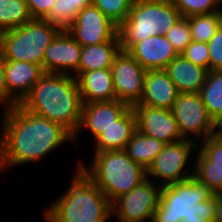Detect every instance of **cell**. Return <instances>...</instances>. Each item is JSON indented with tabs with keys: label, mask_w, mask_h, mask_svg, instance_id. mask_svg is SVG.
Instances as JSON below:
<instances>
[{
	"label": "cell",
	"mask_w": 222,
	"mask_h": 222,
	"mask_svg": "<svg viewBox=\"0 0 222 222\" xmlns=\"http://www.w3.org/2000/svg\"><path fill=\"white\" fill-rule=\"evenodd\" d=\"M1 110L0 159L4 172L40 162L63 144L73 143V135L62 125L19 104Z\"/></svg>",
	"instance_id": "obj_1"
},
{
	"label": "cell",
	"mask_w": 222,
	"mask_h": 222,
	"mask_svg": "<svg viewBox=\"0 0 222 222\" xmlns=\"http://www.w3.org/2000/svg\"><path fill=\"white\" fill-rule=\"evenodd\" d=\"M19 105L62 125L73 136L79 128L83 102L72 75L45 72Z\"/></svg>",
	"instance_id": "obj_2"
},
{
	"label": "cell",
	"mask_w": 222,
	"mask_h": 222,
	"mask_svg": "<svg viewBox=\"0 0 222 222\" xmlns=\"http://www.w3.org/2000/svg\"><path fill=\"white\" fill-rule=\"evenodd\" d=\"M78 162L68 188L44 209L46 222H109L112 219V203Z\"/></svg>",
	"instance_id": "obj_3"
},
{
	"label": "cell",
	"mask_w": 222,
	"mask_h": 222,
	"mask_svg": "<svg viewBox=\"0 0 222 222\" xmlns=\"http://www.w3.org/2000/svg\"><path fill=\"white\" fill-rule=\"evenodd\" d=\"M213 192L194 177L162 186L152 222H213Z\"/></svg>",
	"instance_id": "obj_4"
},
{
	"label": "cell",
	"mask_w": 222,
	"mask_h": 222,
	"mask_svg": "<svg viewBox=\"0 0 222 222\" xmlns=\"http://www.w3.org/2000/svg\"><path fill=\"white\" fill-rule=\"evenodd\" d=\"M92 156L90 164L80 159L78 163L111 203L147 179L146 169L135 163L124 149L100 151Z\"/></svg>",
	"instance_id": "obj_5"
},
{
	"label": "cell",
	"mask_w": 222,
	"mask_h": 222,
	"mask_svg": "<svg viewBox=\"0 0 222 222\" xmlns=\"http://www.w3.org/2000/svg\"><path fill=\"white\" fill-rule=\"evenodd\" d=\"M182 17L171 0H134L127 19L119 26L121 50L150 36L166 35Z\"/></svg>",
	"instance_id": "obj_6"
},
{
	"label": "cell",
	"mask_w": 222,
	"mask_h": 222,
	"mask_svg": "<svg viewBox=\"0 0 222 222\" xmlns=\"http://www.w3.org/2000/svg\"><path fill=\"white\" fill-rule=\"evenodd\" d=\"M60 30L44 19H32L24 25L4 31L0 52L5 60L42 66L45 49Z\"/></svg>",
	"instance_id": "obj_7"
},
{
	"label": "cell",
	"mask_w": 222,
	"mask_h": 222,
	"mask_svg": "<svg viewBox=\"0 0 222 222\" xmlns=\"http://www.w3.org/2000/svg\"><path fill=\"white\" fill-rule=\"evenodd\" d=\"M196 150L197 143L186 139L165 144L147 168V179L164 186L193 177Z\"/></svg>",
	"instance_id": "obj_8"
},
{
	"label": "cell",
	"mask_w": 222,
	"mask_h": 222,
	"mask_svg": "<svg viewBox=\"0 0 222 222\" xmlns=\"http://www.w3.org/2000/svg\"><path fill=\"white\" fill-rule=\"evenodd\" d=\"M171 110L184 139L198 144L216 135L214 120L209 116L199 93L179 92Z\"/></svg>",
	"instance_id": "obj_9"
},
{
	"label": "cell",
	"mask_w": 222,
	"mask_h": 222,
	"mask_svg": "<svg viewBox=\"0 0 222 222\" xmlns=\"http://www.w3.org/2000/svg\"><path fill=\"white\" fill-rule=\"evenodd\" d=\"M162 186L146 179L112 203V218L119 222H152Z\"/></svg>",
	"instance_id": "obj_10"
},
{
	"label": "cell",
	"mask_w": 222,
	"mask_h": 222,
	"mask_svg": "<svg viewBox=\"0 0 222 222\" xmlns=\"http://www.w3.org/2000/svg\"><path fill=\"white\" fill-rule=\"evenodd\" d=\"M118 30V25L91 4L79 12L67 31L81 47H84L107 41H120Z\"/></svg>",
	"instance_id": "obj_11"
},
{
	"label": "cell",
	"mask_w": 222,
	"mask_h": 222,
	"mask_svg": "<svg viewBox=\"0 0 222 222\" xmlns=\"http://www.w3.org/2000/svg\"><path fill=\"white\" fill-rule=\"evenodd\" d=\"M146 71L128 52L121 50L111 67L116 100L130 107L138 104L144 92Z\"/></svg>",
	"instance_id": "obj_12"
},
{
	"label": "cell",
	"mask_w": 222,
	"mask_h": 222,
	"mask_svg": "<svg viewBox=\"0 0 222 222\" xmlns=\"http://www.w3.org/2000/svg\"><path fill=\"white\" fill-rule=\"evenodd\" d=\"M82 47L68 31H60L45 49L43 70L47 73H60L76 76Z\"/></svg>",
	"instance_id": "obj_13"
},
{
	"label": "cell",
	"mask_w": 222,
	"mask_h": 222,
	"mask_svg": "<svg viewBox=\"0 0 222 222\" xmlns=\"http://www.w3.org/2000/svg\"><path fill=\"white\" fill-rule=\"evenodd\" d=\"M130 108L128 104L118 100L83 103L80 125L73 136L75 147H78L83 130L90 131L95 140L103 131L115 125Z\"/></svg>",
	"instance_id": "obj_14"
},
{
	"label": "cell",
	"mask_w": 222,
	"mask_h": 222,
	"mask_svg": "<svg viewBox=\"0 0 222 222\" xmlns=\"http://www.w3.org/2000/svg\"><path fill=\"white\" fill-rule=\"evenodd\" d=\"M132 108L136 115L139 132L165 144L184 139L172 110L147 105H135Z\"/></svg>",
	"instance_id": "obj_15"
},
{
	"label": "cell",
	"mask_w": 222,
	"mask_h": 222,
	"mask_svg": "<svg viewBox=\"0 0 222 222\" xmlns=\"http://www.w3.org/2000/svg\"><path fill=\"white\" fill-rule=\"evenodd\" d=\"M127 52L145 70L165 69L179 55L162 34L135 43Z\"/></svg>",
	"instance_id": "obj_16"
},
{
	"label": "cell",
	"mask_w": 222,
	"mask_h": 222,
	"mask_svg": "<svg viewBox=\"0 0 222 222\" xmlns=\"http://www.w3.org/2000/svg\"><path fill=\"white\" fill-rule=\"evenodd\" d=\"M178 93L177 87L164 69L147 70L143 96L136 105L171 110Z\"/></svg>",
	"instance_id": "obj_17"
},
{
	"label": "cell",
	"mask_w": 222,
	"mask_h": 222,
	"mask_svg": "<svg viewBox=\"0 0 222 222\" xmlns=\"http://www.w3.org/2000/svg\"><path fill=\"white\" fill-rule=\"evenodd\" d=\"M44 73L40 65L23 61L5 60L7 94L19 104Z\"/></svg>",
	"instance_id": "obj_18"
},
{
	"label": "cell",
	"mask_w": 222,
	"mask_h": 222,
	"mask_svg": "<svg viewBox=\"0 0 222 222\" xmlns=\"http://www.w3.org/2000/svg\"><path fill=\"white\" fill-rule=\"evenodd\" d=\"M75 78L83 103L116 100L111 68L79 72Z\"/></svg>",
	"instance_id": "obj_19"
},
{
	"label": "cell",
	"mask_w": 222,
	"mask_h": 222,
	"mask_svg": "<svg viewBox=\"0 0 222 222\" xmlns=\"http://www.w3.org/2000/svg\"><path fill=\"white\" fill-rule=\"evenodd\" d=\"M179 92L199 93L205 83L208 70L194 65L181 54L164 69Z\"/></svg>",
	"instance_id": "obj_20"
},
{
	"label": "cell",
	"mask_w": 222,
	"mask_h": 222,
	"mask_svg": "<svg viewBox=\"0 0 222 222\" xmlns=\"http://www.w3.org/2000/svg\"><path fill=\"white\" fill-rule=\"evenodd\" d=\"M137 130V120L133 108L131 107L115 125L103 131L93 142L92 153L109 150H123L127 142Z\"/></svg>",
	"instance_id": "obj_21"
},
{
	"label": "cell",
	"mask_w": 222,
	"mask_h": 222,
	"mask_svg": "<svg viewBox=\"0 0 222 222\" xmlns=\"http://www.w3.org/2000/svg\"><path fill=\"white\" fill-rule=\"evenodd\" d=\"M120 51V41H107L82 47L79 72L111 68Z\"/></svg>",
	"instance_id": "obj_22"
},
{
	"label": "cell",
	"mask_w": 222,
	"mask_h": 222,
	"mask_svg": "<svg viewBox=\"0 0 222 222\" xmlns=\"http://www.w3.org/2000/svg\"><path fill=\"white\" fill-rule=\"evenodd\" d=\"M165 143L156 138L147 136L138 130L127 142L125 152L135 162L146 170L163 150Z\"/></svg>",
	"instance_id": "obj_23"
},
{
	"label": "cell",
	"mask_w": 222,
	"mask_h": 222,
	"mask_svg": "<svg viewBox=\"0 0 222 222\" xmlns=\"http://www.w3.org/2000/svg\"><path fill=\"white\" fill-rule=\"evenodd\" d=\"M92 3L93 0H56L44 20L50 22L60 31H67L79 12Z\"/></svg>",
	"instance_id": "obj_24"
},
{
	"label": "cell",
	"mask_w": 222,
	"mask_h": 222,
	"mask_svg": "<svg viewBox=\"0 0 222 222\" xmlns=\"http://www.w3.org/2000/svg\"><path fill=\"white\" fill-rule=\"evenodd\" d=\"M209 116L215 121L222 113V70H209L199 92Z\"/></svg>",
	"instance_id": "obj_25"
},
{
	"label": "cell",
	"mask_w": 222,
	"mask_h": 222,
	"mask_svg": "<svg viewBox=\"0 0 222 222\" xmlns=\"http://www.w3.org/2000/svg\"><path fill=\"white\" fill-rule=\"evenodd\" d=\"M32 19L25 0H0V27L3 31L20 27Z\"/></svg>",
	"instance_id": "obj_26"
},
{
	"label": "cell",
	"mask_w": 222,
	"mask_h": 222,
	"mask_svg": "<svg viewBox=\"0 0 222 222\" xmlns=\"http://www.w3.org/2000/svg\"><path fill=\"white\" fill-rule=\"evenodd\" d=\"M192 40L208 43L222 25V11L187 17Z\"/></svg>",
	"instance_id": "obj_27"
},
{
	"label": "cell",
	"mask_w": 222,
	"mask_h": 222,
	"mask_svg": "<svg viewBox=\"0 0 222 222\" xmlns=\"http://www.w3.org/2000/svg\"><path fill=\"white\" fill-rule=\"evenodd\" d=\"M193 162V177L213 193H217L222 186V168L211 167V162L198 149Z\"/></svg>",
	"instance_id": "obj_28"
},
{
	"label": "cell",
	"mask_w": 222,
	"mask_h": 222,
	"mask_svg": "<svg viewBox=\"0 0 222 222\" xmlns=\"http://www.w3.org/2000/svg\"><path fill=\"white\" fill-rule=\"evenodd\" d=\"M134 0H93L95 5L106 17L120 26L128 17Z\"/></svg>",
	"instance_id": "obj_29"
},
{
	"label": "cell",
	"mask_w": 222,
	"mask_h": 222,
	"mask_svg": "<svg viewBox=\"0 0 222 222\" xmlns=\"http://www.w3.org/2000/svg\"><path fill=\"white\" fill-rule=\"evenodd\" d=\"M179 10L182 17H190L199 14L215 13L221 10L218 0H171Z\"/></svg>",
	"instance_id": "obj_30"
},
{
	"label": "cell",
	"mask_w": 222,
	"mask_h": 222,
	"mask_svg": "<svg viewBox=\"0 0 222 222\" xmlns=\"http://www.w3.org/2000/svg\"><path fill=\"white\" fill-rule=\"evenodd\" d=\"M165 36L175 51L180 55L193 41L189 20L186 17H181Z\"/></svg>",
	"instance_id": "obj_31"
},
{
	"label": "cell",
	"mask_w": 222,
	"mask_h": 222,
	"mask_svg": "<svg viewBox=\"0 0 222 222\" xmlns=\"http://www.w3.org/2000/svg\"><path fill=\"white\" fill-rule=\"evenodd\" d=\"M197 149L211 162V167L222 168V137L210 136L197 144Z\"/></svg>",
	"instance_id": "obj_32"
},
{
	"label": "cell",
	"mask_w": 222,
	"mask_h": 222,
	"mask_svg": "<svg viewBox=\"0 0 222 222\" xmlns=\"http://www.w3.org/2000/svg\"><path fill=\"white\" fill-rule=\"evenodd\" d=\"M208 43L192 41L181 53V55L194 65L210 70Z\"/></svg>",
	"instance_id": "obj_33"
},
{
	"label": "cell",
	"mask_w": 222,
	"mask_h": 222,
	"mask_svg": "<svg viewBox=\"0 0 222 222\" xmlns=\"http://www.w3.org/2000/svg\"><path fill=\"white\" fill-rule=\"evenodd\" d=\"M210 70H222V25L208 42Z\"/></svg>",
	"instance_id": "obj_34"
},
{
	"label": "cell",
	"mask_w": 222,
	"mask_h": 222,
	"mask_svg": "<svg viewBox=\"0 0 222 222\" xmlns=\"http://www.w3.org/2000/svg\"><path fill=\"white\" fill-rule=\"evenodd\" d=\"M33 19H44L56 0H25Z\"/></svg>",
	"instance_id": "obj_35"
},
{
	"label": "cell",
	"mask_w": 222,
	"mask_h": 222,
	"mask_svg": "<svg viewBox=\"0 0 222 222\" xmlns=\"http://www.w3.org/2000/svg\"><path fill=\"white\" fill-rule=\"evenodd\" d=\"M0 104L2 108L14 106L17 104L6 92L5 59L1 52H0Z\"/></svg>",
	"instance_id": "obj_36"
},
{
	"label": "cell",
	"mask_w": 222,
	"mask_h": 222,
	"mask_svg": "<svg viewBox=\"0 0 222 222\" xmlns=\"http://www.w3.org/2000/svg\"><path fill=\"white\" fill-rule=\"evenodd\" d=\"M215 197V214L213 222H222V195L213 193Z\"/></svg>",
	"instance_id": "obj_37"
},
{
	"label": "cell",
	"mask_w": 222,
	"mask_h": 222,
	"mask_svg": "<svg viewBox=\"0 0 222 222\" xmlns=\"http://www.w3.org/2000/svg\"><path fill=\"white\" fill-rule=\"evenodd\" d=\"M214 129H215L216 135H219L222 132V113L214 121Z\"/></svg>",
	"instance_id": "obj_38"
},
{
	"label": "cell",
	"mask_w": 222,
	"mask_h": 222,
	"mask_svg": "<svg viewBox=\"0 0 222 222\" xmlns=\"http://www.w3.org/2000/svg\"><path fill=\"white\" fill-rule=\"evenodd\" d=\"M3 33H4V31L0 27V42H1V38L3 37Z\"/></svg>",
	"instance_id": "obj_39"
},
{
	"label": "cell",
	"mask_w": 222,
	"mask_h": 222,
	"mask_svg": "<svg viewBox=\"0 0 222 222\" xmlns=\"http://www.w3.org/2000/svg\"><path fill=\"white\" fill-rule=\"evenodd\" d=\"M217 194L222 195V186H221V189L217 192Z\"/></svg>",
	"instance_id": "obj_40"
},
{
	"label": "cell",
	"mask_w": 222,
	"mask_h": 222,
	"mask_svg": "<svg viewBox=\"0 0 222 222\" xmlns=\"http://www.w3.org/2000/svg\"><path fill=\"white\" fill-rule=\"evenodd\" d=\"M0 170H3L1 159H0Z\"/></svg>",
	"instance_id": "obj_41"
}]
</instances>
